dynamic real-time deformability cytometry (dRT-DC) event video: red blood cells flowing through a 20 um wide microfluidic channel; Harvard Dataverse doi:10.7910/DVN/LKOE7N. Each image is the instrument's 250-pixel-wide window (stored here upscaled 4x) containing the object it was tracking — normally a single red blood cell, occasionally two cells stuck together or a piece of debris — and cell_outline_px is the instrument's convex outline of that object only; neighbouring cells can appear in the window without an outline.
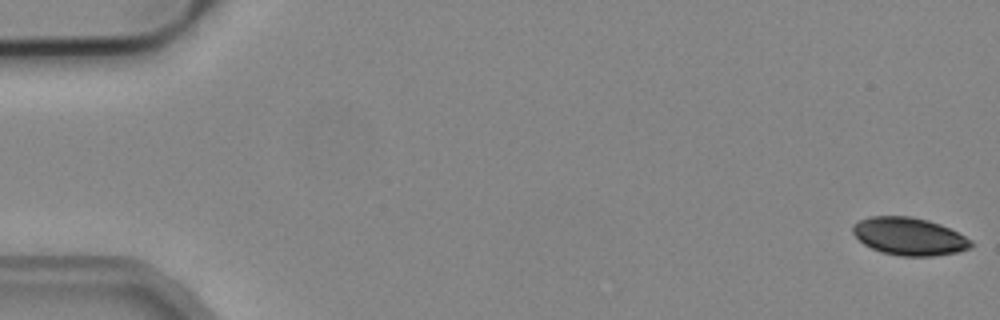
{"species": "common noctule bat (a hibernating species)", "species_latin": "Nyctalus noctula", "temperature_condition": "cold", "stored_images_in_passage": 5, "camera_frame_rate_fps": 3000, "um_per_image_px": 0.085, "animal": {"sex": "male", "body_mass_g": 19.2, "forearm_length_mm": 51.8}, "frame": {"image": 1, "passage_image": 1, "time_ms": 0.0, "image_size_px": [1000, 320], "cell_outline_px": [[976, 244], [972, 248], [956, 252], [936, 256], [900, 256], [880, 252], [864, 244], [852, 232], [852, 224], [868, 216], [912, 216], [928, 220], [940, 224], [972, 240]], "centroid_in_image_um": [77.29, 20.09], "position_along_channel_um": 7.7, "area_um2": 26.13}}